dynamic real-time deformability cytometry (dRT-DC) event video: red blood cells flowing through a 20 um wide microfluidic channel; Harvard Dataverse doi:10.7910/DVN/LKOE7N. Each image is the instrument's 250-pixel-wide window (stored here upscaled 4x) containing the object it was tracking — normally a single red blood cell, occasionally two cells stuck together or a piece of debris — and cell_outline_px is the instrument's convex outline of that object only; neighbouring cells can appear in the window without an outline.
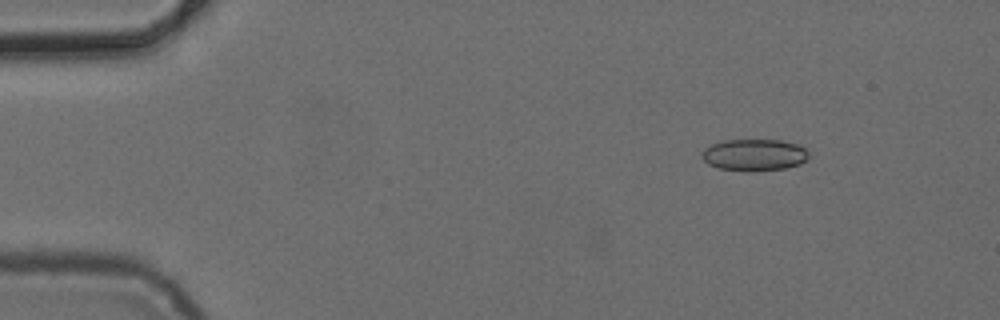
{"species": "common noctule bat (a hibernating species)", "species_latin": "Nyctalus noctula", "temperature_condition": "cold", "stored_images_in_passage": 4, "camera_frame_rate_fps": 3000, "um_per_image_px": 0.085, "animal": {"sex": "female", "body_mass_g": 24.6, "forearm_length_mm": 56.2}, "frame": {"image": 1, "passage_image": 2, "time_ms": 1.333, "image_size_px": [1000, 320], "cell_outline_px": [[808, 156], [800, 164], [784, 168], [752, 172], [720, 168], [708, 164], [700, 156], [704, 148], [720, 140], [780, 140], [796, 144], [804, 148], [808, 152]], "centroid_in_image_um": [64.07, 13.16], "position_along_channel_um": 20.9, "area_um2": 19.77}}